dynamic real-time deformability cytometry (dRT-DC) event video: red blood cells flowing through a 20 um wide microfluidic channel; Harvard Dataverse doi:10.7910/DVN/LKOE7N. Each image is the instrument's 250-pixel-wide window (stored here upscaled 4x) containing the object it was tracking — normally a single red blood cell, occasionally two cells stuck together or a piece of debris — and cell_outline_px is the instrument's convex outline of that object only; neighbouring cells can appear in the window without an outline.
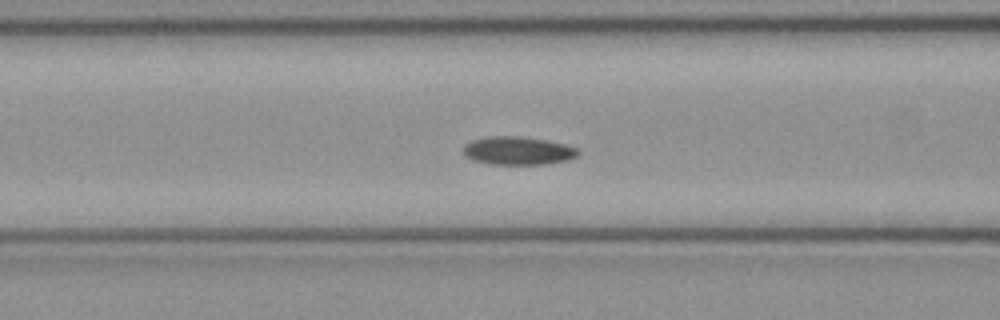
{"species": "common noctule bat (a hibernating species)", "species_latin": "Nyctalus noctula", "temperature_condition": "cold", "stored_images_in_passage": 49, "camera_frame_rate_fps": 3000, "um_per_image_px": 0.085, "animal": {"sex": "female", "body_mass_g": 21.9}, "frame": {"image": 1, "passage_image": 18, "time_ms": 5.667, "image_size_px": [1000, 320], "cell_outline_px": [[580, 152], [576, 156], [568, 160], [544, 164], [492, 164], [472, 160], [464, 156], [464, 144], [472, 140], [488, 136], [520, 136], [548, 140], [564, 144], [576, 148]], "centroid_in_image_um": [44.0, 12.8], "position_along_channel_um": 122.6, "area_um2": 18.9}}
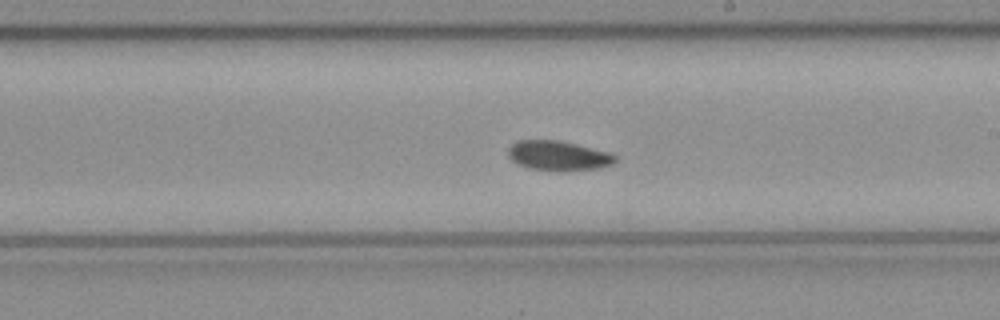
{"frame": {"image": 2, "passage_image": 27, "time_ms": 8.667, "image_size_px": [1000, 320], "cell_outline_px": [[616, 160], [612, 164], [600, 168], [568, 172], [556, 172], [528, 168], [516, 164], [508, 156], [508, 148], [512, 144], [520, 140], [560, 140], [612, 152], [616, 156]], "centroid_in_image_um": [47.48, 13.25], "position_along_channel_um": 241.5, "area_um2": 19.13}}
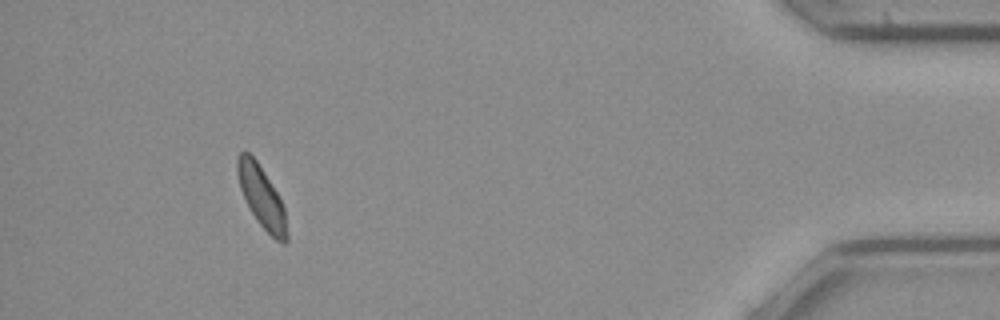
{"frame": {"image": 3, "passage_image": 45, "time_ms": 14.667, "image_size_px": [1000, 320], "cell_outline_px": [[288, 240], [284, 244], [276, 240], [256, 220], [240, 188], [236, 172], [236, 160], [240, 152], [248, 152], [256, 160], [276, 192], [284, 208], [288, 232]], "centroid_in_image_um": [22.24, 16.76], "position_along_channel_um": 413.0, "area_um2": 17.34}}